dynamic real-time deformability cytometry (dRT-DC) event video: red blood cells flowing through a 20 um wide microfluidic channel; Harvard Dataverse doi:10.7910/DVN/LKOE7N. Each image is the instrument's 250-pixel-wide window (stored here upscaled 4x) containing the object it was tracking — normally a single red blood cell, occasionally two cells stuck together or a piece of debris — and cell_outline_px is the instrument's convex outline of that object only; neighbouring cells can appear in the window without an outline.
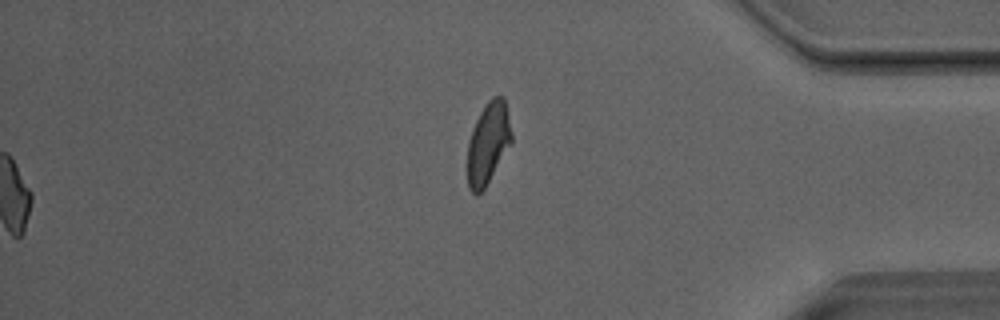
{"species": "Egyptian fruit bat (a non-hibernating species)", "species_latin": "Rousettus aegyptiacus", "temperature_condition": "room temperature", "stored_images_in_passage": 52, "segment_of_instrument_passage": [2, 2], "camera_frame_rate_fps": 3000, "um_per_image_px": 0.085, "animal": {"sex": "male"}, "frame": {"image": 1, "passage_image": 52, "time_ms": 17.0, "image_size_px": [1000, 320], "cell_outline_px": [[512, 144], [484, 188], [476, 196], [468, 188], [468, 140], [472, 128], [480, 112], [488, 100], [492, 96], [504, 96], [508, 112], [512, 136]], "centroid_in_image_um": [41.5, 12.15], "position_along_channel_um": 393.7, "area_um2": 21.1}}